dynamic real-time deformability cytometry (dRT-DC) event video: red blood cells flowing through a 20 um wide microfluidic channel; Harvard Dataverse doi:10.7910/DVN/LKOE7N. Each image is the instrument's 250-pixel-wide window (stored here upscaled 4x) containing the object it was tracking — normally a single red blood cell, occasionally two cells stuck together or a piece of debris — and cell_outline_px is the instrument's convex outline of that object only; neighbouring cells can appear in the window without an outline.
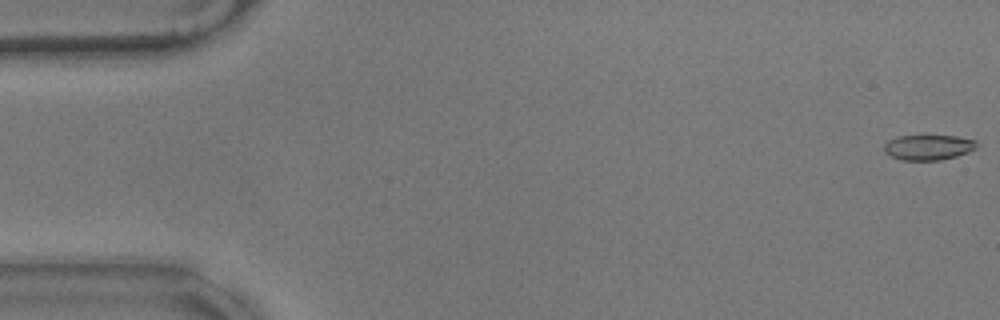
{"species": "common noctule bat (a hibernating species)", "species_latin": "Nyctalus noctula", "temperature_condition": "warm", "stored_images_in_passage": 57, "camera_frame_rate_fps": 3000, "um_per_image_px": 0.085, "animal": {"sex": "male", "body_mass_g": 17.9}, "frame": {"image": 1, "passage_image": 1, "time_ms": 0.0, "image_size_px": [1000, 320], "cell_outline_px": [[976, 148], [968, 152], [956, 156], [940, 160], [904, 160], [888, 156], [884, 152], [884, 144], [888, 140], [896, 136], [956, 136], [976, 140]], "centroid_in_image_um": [78.87, 12.52], "position_along_channel_um": 6.1, "area_um2": 13.64}}
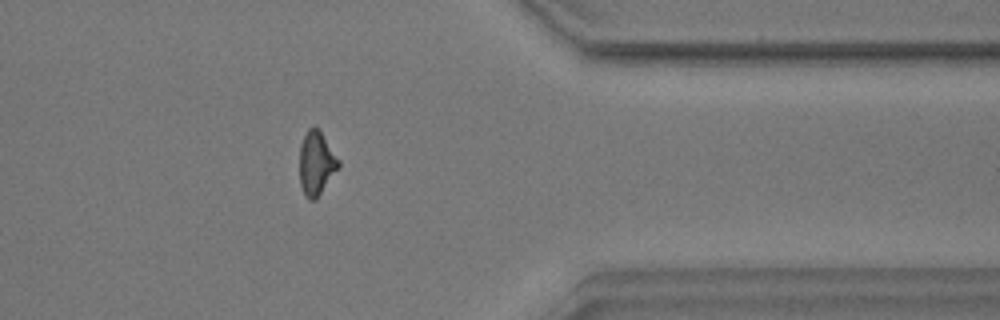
{"frame": {"image": 2, "passage_image": 46, "time_ms": 15.0, "image_size_px": [1000, 320], "cell_outline_px": [[340, 168], [316, 200], [308, 200], [304, 196], [300, 184], [300, 144], [308, 128], [316, 124], [320, 128], [340, 160]], "centroid_in_image_um": [26.91, 13.86], "position_along_channel_um": 384.5, "area_um2": 15.09}}
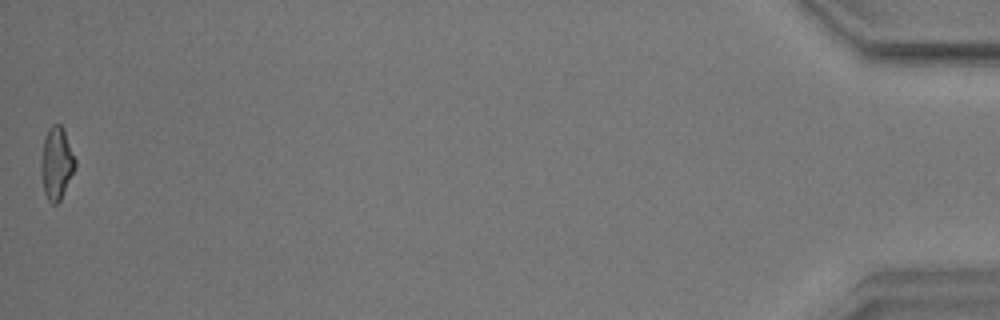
{"frame": {"image": 3, "passage_image": 57, "time_ms": 18.667, "image_size_px": [1000, 320], "cell_outline_px": [[76, 168], [60, 200], [56, 204], [52, 204], [48, 200], [44, 192], [40, 172], [40, 160], [44, 136], [48, 128], [52, 124], [60, 124], [64, 132], [76, 160]], "centroid_in_image_um": [4.78, 13.89], "position_along_channel_um": 430.4, "area_um2": 14.51}, "authors_computed_cell_mechanics": {"area_um2": 14.5078, "velocity_mm_per_s": 3.5363, "shape_relaxation_time_tau1_ms": 6.1431, "shape_relaxation_time_tau2_ms": 3.3813, "deformation_change_tau1": 0.143, "deformation_change_tau2": 0.0913}}